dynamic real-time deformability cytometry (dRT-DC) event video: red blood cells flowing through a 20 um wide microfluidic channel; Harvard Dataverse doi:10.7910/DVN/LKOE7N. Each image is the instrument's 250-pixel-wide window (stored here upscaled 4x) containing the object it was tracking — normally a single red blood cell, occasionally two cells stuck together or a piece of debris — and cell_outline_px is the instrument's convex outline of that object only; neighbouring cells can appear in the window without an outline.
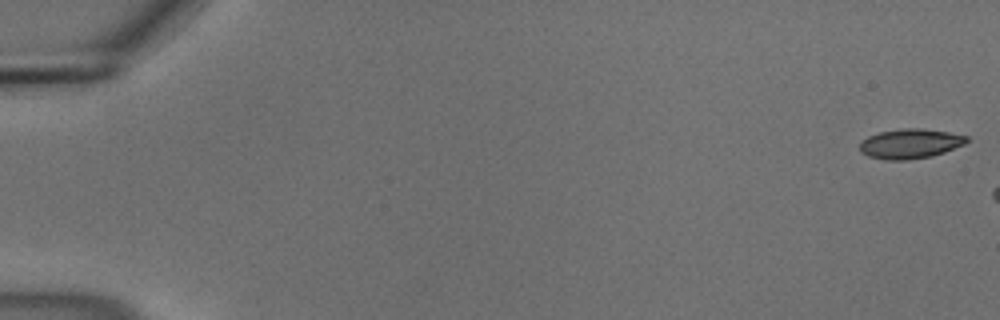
{"species": "common noctule bat (a hibernating species)", "species_latin": "Nyctalus noctula", "temperature_condition": "cold", "stored_images_in_passage": 12, "camera_frame_rate_fps": 3000, "um_per_image_px": 0.085, "animal": {"sex": "male", "body_mass_g": 18.8}, "frame": {"image": 1, "passage_image": 1, "time_ms": 0.0, "image_size_px": [1000, 320], "cell_outline_px": [[968, 140], [964, 144], [944, 152], [932, 156], [908, 160], [884, 160], [868, 156], [860, 152], [860, 144], [868, 136], [880, 132], [904, 128], [920, 128], [948, 132], [968, 136]], "centroid_in_image_um": [77.36, 12.22], "position_along_channel_um": 7.6, "area_um2": 18.44}}